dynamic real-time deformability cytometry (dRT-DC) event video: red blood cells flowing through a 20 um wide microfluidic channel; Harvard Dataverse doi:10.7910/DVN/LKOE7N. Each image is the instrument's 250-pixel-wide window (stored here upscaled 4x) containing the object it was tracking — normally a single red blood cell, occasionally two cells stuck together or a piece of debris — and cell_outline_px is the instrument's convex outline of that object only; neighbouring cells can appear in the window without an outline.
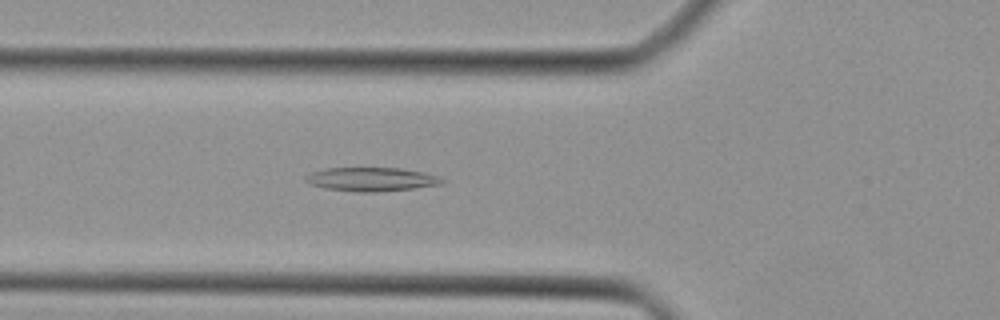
{"species": "Egyptian fruit bat (a non-hibernating species)", "species_latin": "Rousettus aegyptiacus", "temperature_condition": "cold", "stored_images_in_passage": 34, "camera_frame_rate_fps": 3000, "um_per_image_px": 0.085, "animal": {"sex": "female"}, "frame": {"image": 1, "passage_image": 6, "time_ms": 1.667, "image_size_px": [1000, 320], "cell_outline_px": [[448, 180], [444, 184], [412, 188], [376, 192], [360, 192], [324, 188], [308, 184], [304, 180], [304, 176], [312, 172], [324, 168], [400, 168], [420, 172], [436, 176]], "centroid_in_image_um": [31.53, 15.24], "position_along_channel_um": 94.3, "area_um2": 18.9}}
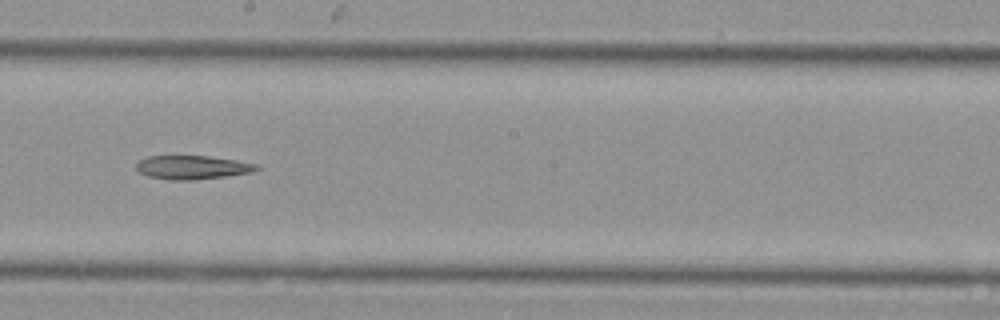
{"frame": {"image": 2, "passage_image": 15, "time_ms": 4.667, "image_size_px": [1000, 320], "cell_outline_px": [[260, 168], [252, 172], [224, 176], [192, 180], [168, 180], [148, 176], [140, 172], [136, 168], [136, 164], [140, 160], [148, 156], [208, 156], [236, 160], [256, 164]], "centroid_in_image_um": [16.33, 14.22], "position_along_channel_um": 231.9, "area_um2": 16.47}}
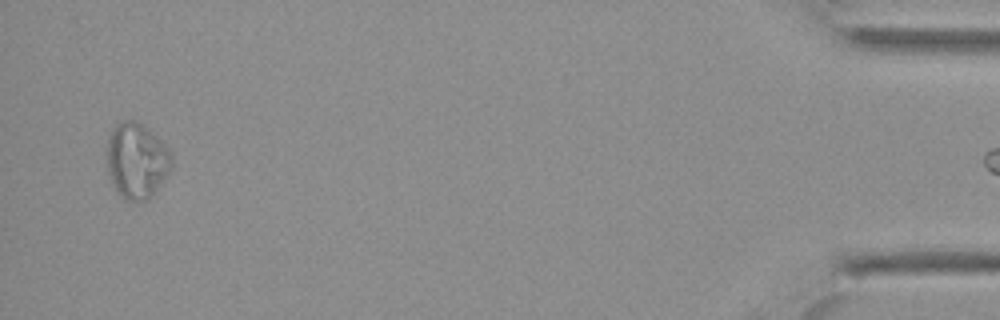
{"frame": {"image": 3, "passage_image": 33, "time_ms": 10.667, "image_size_px": [1000, 320], "cell_outline_px": [[172, 164], [168, 172], [152, 196], [144, 200], [128, 200], [120, 196], [112, 184], [108, 172], [108, 140], [112, 128], [116, 124], [124, 120], [136, 120], [164, 144], [172, 152]], "centroid_in_image_um": [11.61, 13.65], "position_along_channel_um": 423.6, "area_um2": 28.03}}